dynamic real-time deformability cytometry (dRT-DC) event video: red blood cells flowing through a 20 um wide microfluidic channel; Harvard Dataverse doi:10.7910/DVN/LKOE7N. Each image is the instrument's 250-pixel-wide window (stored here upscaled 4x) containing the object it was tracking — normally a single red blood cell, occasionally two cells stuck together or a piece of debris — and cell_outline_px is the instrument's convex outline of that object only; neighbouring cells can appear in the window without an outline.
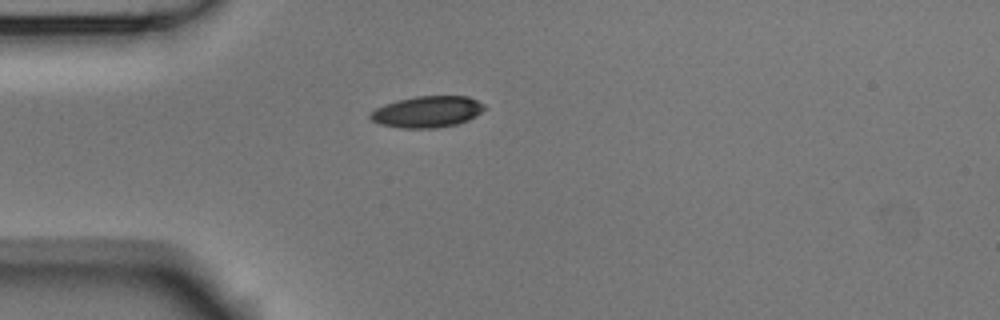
{"species": "Egyptian fruit bat (a non-hibernating species)", "species_latin": "Rousettus aegyptiacus", "temperature_condition": "room temperature", "stored_images_in_passage": 1, "camera_frame_rate_fps": 3000, "um_per_image_px": 0.085, "animal": {"sex": "male"}, "frame": {"image": 1, "passage_image": 1, "time_ms": 0.0, "image_size_px": [1000, 320], "cell_outline_px": [[484, 108], [476, 116], [468, 120], [456, 124], [436, 128], [404, 128], [380, 124], [372, 120], [368, 116], [376, 108], [384, 104], [396, 100], [416, 96], [468, 96], [484, 104]], "centroid_in_image_um": [36.3, 9.49], "position_along_channel_um": 48.7, "area_um2": 20.75}}